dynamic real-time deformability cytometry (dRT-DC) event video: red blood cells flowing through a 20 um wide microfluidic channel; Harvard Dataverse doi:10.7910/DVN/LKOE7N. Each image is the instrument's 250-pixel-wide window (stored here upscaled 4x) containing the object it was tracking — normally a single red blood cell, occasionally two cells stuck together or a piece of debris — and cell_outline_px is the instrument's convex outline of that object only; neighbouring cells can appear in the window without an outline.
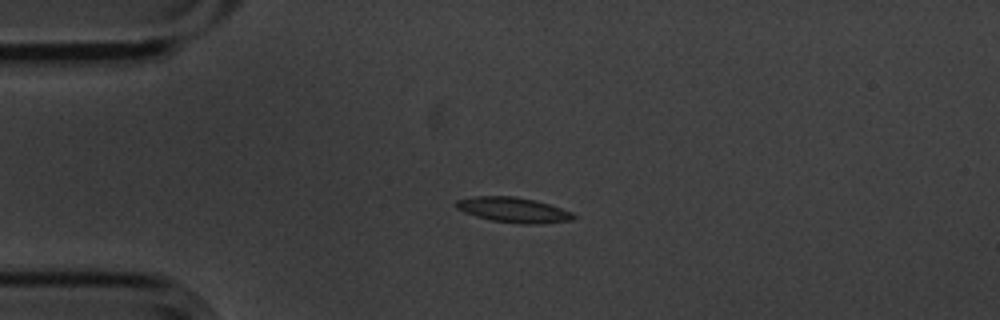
{"species": "common noctule bat (a hibernating species)", "species_latin": "Nyctalus noctula", "temperature_condition": "cold", "stored_images_in_passage": 3, "camera_frame_rate_fps": 3000, "um_per_image_px": 0.085, "animal": {"sex": "male", "body_mass_g": 20.1, "forearm_length_mm": 53.5}, "frame": {"image": 1, "passage_image": 3, "time_ms": 0.667, "image_size_px": [1000, 320], "cell_outline_px": [[576, 216], [572, 220], [536, 224], [520, 224], [492, 220], [476, 216], [464, 212], [456, 208], [452, 204], [456, 200], [472, 196], [516, 196], [548, 204], [572, 212]], "centroid_in_image_um": [43.58, 17.83], "position_along_channel_um": 41.4, "area_um2": 17.17}}